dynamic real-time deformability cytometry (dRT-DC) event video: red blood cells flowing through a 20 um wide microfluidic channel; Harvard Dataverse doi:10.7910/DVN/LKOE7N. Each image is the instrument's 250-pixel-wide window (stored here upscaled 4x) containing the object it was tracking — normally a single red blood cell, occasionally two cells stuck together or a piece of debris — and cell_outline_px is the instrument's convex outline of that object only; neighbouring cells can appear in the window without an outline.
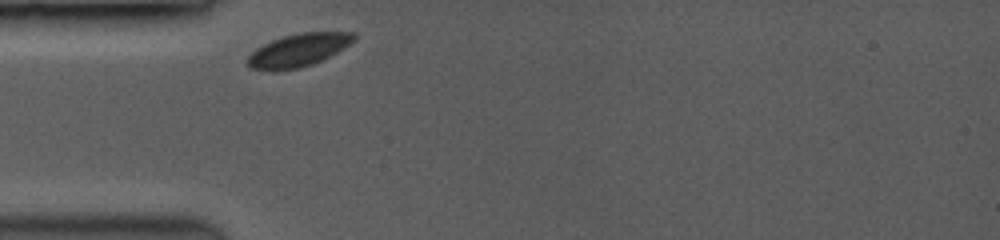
{"species": "common noctule bat (a hibernating species)", "species_latin": "Nyctalus noctula", "temperature_condition": "room temperature", "stored_images_in_passage": 2, "camera_frame_rate_fps": 3500, "um_per_image_px": 0.085, "animal": {"sex": "female", "body_mass_g": 19.0, "forearm_length_mm": 53.3}, "frame": {"image": 1, "passage_image": 1, "time_ms": 0.0, "image_size_px": [1000, 240], "cell_outline_px": [[356, 40], [336, 52], [312, 64], [300, 68], [252, 68], [248, 64], [248, 56], [256, 48], [272, 40], [284, 36], [300, 32], [356, 32]], "centroid_in_image_um": [25.43, 4.21], "position_along_channel_um": 59.6, "area_um2": 19.65}}